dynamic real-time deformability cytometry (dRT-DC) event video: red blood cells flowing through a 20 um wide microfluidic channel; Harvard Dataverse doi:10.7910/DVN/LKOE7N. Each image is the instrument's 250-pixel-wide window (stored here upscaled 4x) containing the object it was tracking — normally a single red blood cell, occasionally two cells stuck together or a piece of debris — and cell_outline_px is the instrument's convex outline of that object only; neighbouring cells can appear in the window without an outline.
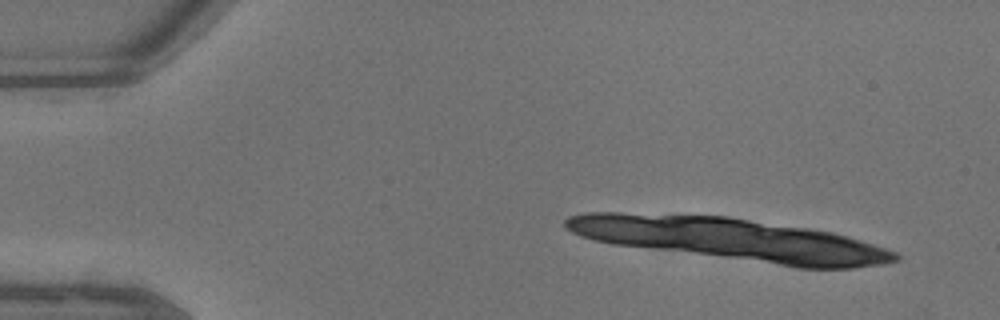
{"species": "common noctule bat (a hibernating species)", "species_latin": "Nyctalus noctula", "temperature_condition": "warm", "stored_images_in_passage": 11, "segment_of_instrument_passage": [2, 2], "camera_frame_rate_fps": 3000, "um_per_image_px": 0.085, "animal": {"sex": "male", "body_mass_g": 13.3}, "frame": {"image": 1, "passage_image": 5, "time_ms": 1.333, "image_size_px": [1000, 320], "cell_outline_px": [[864, 260], [856, 264], [796, 264], [640, 244], [612, 240], [776, 232], [808, 232], [832, 236], [856, 244]], "centroid_in_image_um": [65.23, 20.99], "position_along_channel_um": 19.8, "area_um2": 34.8}}